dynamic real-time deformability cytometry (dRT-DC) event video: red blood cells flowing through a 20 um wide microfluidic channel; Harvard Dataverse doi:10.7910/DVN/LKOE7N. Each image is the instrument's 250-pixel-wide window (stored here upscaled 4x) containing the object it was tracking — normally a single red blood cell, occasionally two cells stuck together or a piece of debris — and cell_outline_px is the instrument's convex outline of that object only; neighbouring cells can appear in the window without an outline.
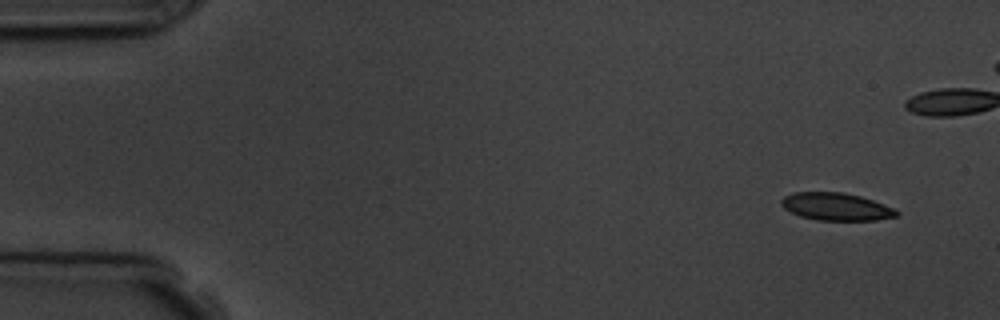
{"species": "common noctule bat (a hibernating species)", "species_latin": "Nyctalus noctula", "temperature_condition": "room temperature", "stored_images_in_passage": 10, "camera_frame_rate_fps": 3000, "um_per_image_px": 0.085, "animal": {"sex": "male", "body_mass_g": 19.5, "forearm_length_mm": 54.6}, "frame": {"image": 1, "passage_image": 1, "time_ms": 0.0, "image_size_px": [1000, 320], "cell_outline_px": [[900, 212], [896, 216], [876, 220], [816, 220], [800, 216], [784, 208], [780, 204], [780, 200], [784, 196], [792, 192], [844, 192], [860, 196], [896, 208]], "centroid_in_image_um": [71.07, 17.56], "position_along_channel_um": 13.9, "area_um2": 18.61}}
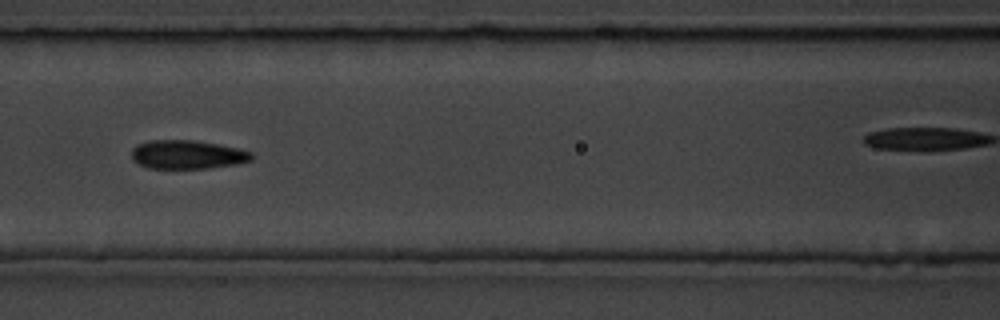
{"frame": {"image": 2, "passage_image": 7, "time_ms": 6.667, "image_size_px": [1000, 320], "cell_outline_px": [[256, 156], [252, 160], [236, 164], [208, 168], [148, 168], [132, 160], [132, 148], [136, 144], [148, 140], [192, 140], [240, 148], [252, 152]], "centroid_in_image_um": [15.94, 13.13], "position_along_channel_um": 150.7, "area_um2": 20.23}}
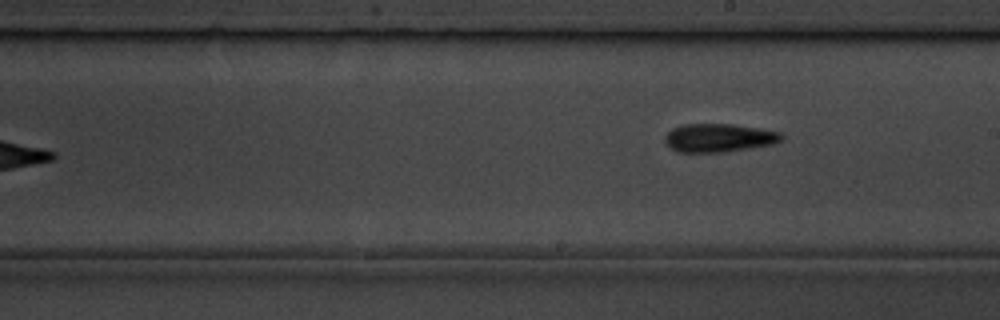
{"frame": {"image": 3, "passage_image": 10, "time_ms": 10.333, "image_size_px": [1000, 320], "cell_outline_px": [[784, 136], [776, 144], [724, 152], [676, 152], [664, 140], [664, 136], [672, 128], [684, 124], [732, 124], [760, 128], [780, 132]], "centroid_in_image_um": [61.12, 11.71], "position_along_channel_um": 227.9, "area_um2": 19.36}}